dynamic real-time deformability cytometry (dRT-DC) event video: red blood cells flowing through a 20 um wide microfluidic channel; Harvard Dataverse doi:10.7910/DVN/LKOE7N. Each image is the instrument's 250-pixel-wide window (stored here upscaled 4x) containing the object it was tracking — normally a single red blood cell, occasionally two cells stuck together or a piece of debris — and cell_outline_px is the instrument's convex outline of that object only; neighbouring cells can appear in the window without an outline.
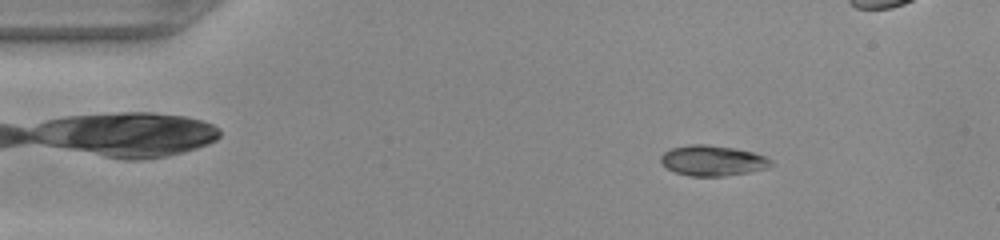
{"species": "common noctule bat (a hibernating species)", "species_latin": "Nyctalus noctula", "temperature_condition": "warm", "stored_images_in_passage": 50, "camera_frame_rate_fps": 3000, "um_per_image_px": 0.085, "animal": {"sex": "female", "body_mass_g": 22.0, "forearm_length_mm": 56.7}, "frame": {"image": 1, "passage_image": 7, "time_ms": 2.0, "image_size_px": [1000, 240], "cell_outline_px": [[776, 164], [768, 168], [748, 172], [724, 176], [692, 176], [676, 172], [660, 164], [660, 156], [664, 152], [672, 148], [688, 144], [704, 144], [736, 148], [752, 152], [764, 156], [772, 160]], "centroid_in_image_um": [60.59, 13.64], "position_along_channel_um": 24.4, "area_um2": 19.65}}
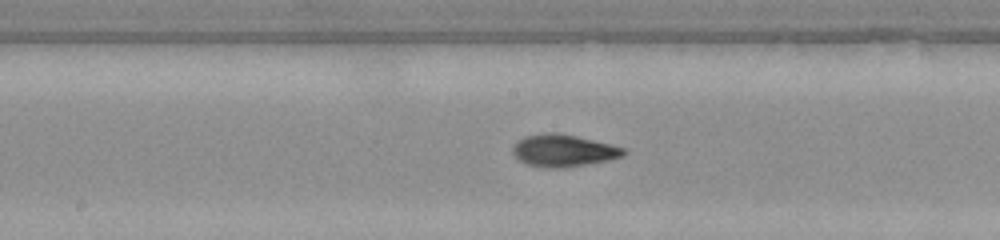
{"frame": {"image": 2, "passage_image": 25, "time_ms": 8.0, "image_size_px": [1000, 240], "cell_outline_px": [[628, 152], [624, 156], [608, 160], [564, 168], [544, 168], [528, 164], [520, 160], [512, 152], [512, 148], [516, 140], [524, 136], [548, 132], [552, 132], [576, 136], [628, 148]], "centroid_in_image_um": [47.91, 12.8], "position_along_channel_um": 200.3, "area_um2": 20.92}}
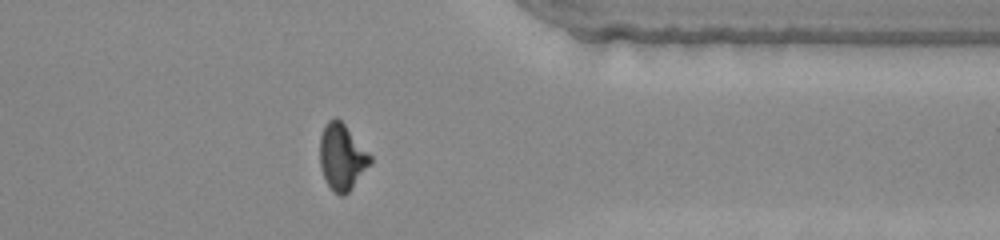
{"frame": {"image": 3, "passage_image": 39, "time_ms": 12.667, "image_size_px": [1000, 240], "cell_outline_px": [[372, 164], [348, 192], [344, 196], [340, 196], [324, 180], [320, 168], [320, 136], [324, 124], [328, 120], [336, 116], [344, 124], [372, 156]], "centroid_in_image_um": [29.06, 13.33], "position_along_channel_um": 382.3, "area_um2": 19.54}}